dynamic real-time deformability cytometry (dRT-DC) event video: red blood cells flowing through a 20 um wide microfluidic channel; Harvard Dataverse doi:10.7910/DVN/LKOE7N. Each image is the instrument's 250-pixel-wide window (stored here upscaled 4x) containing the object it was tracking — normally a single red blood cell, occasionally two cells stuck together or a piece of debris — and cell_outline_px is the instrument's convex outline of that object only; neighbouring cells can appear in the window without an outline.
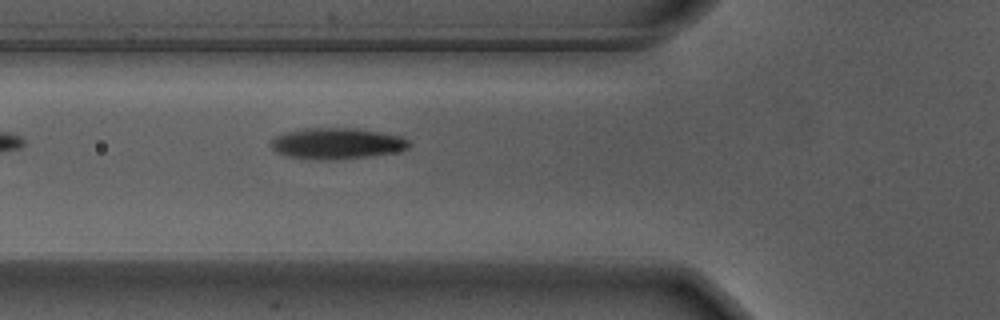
{"species": "Egyptian fruit bat (a non-hibernating species)", "species_latin": "Rousettus aegyptiacus", "temperature_condition": "warm", "stored_images_in_passage": 7, "camera_frame_rate_fps": 3000, "um_per_image_px": 0.085, "animal": {"sex": "male"}, "frame": {"image": 1, "passage_image": 4, "time_ms": 1.0, "image_size_px": [1000, 320], "cell_outline_px": [[412, 144], [408, 148], [392, 152], [368, 156], [336, 160], [312, 160], [288, 156], [276, 152], [268, 144], [276, 136], [288, 132], [304, 128], [352, 128], [380, 132], [400, 136], [408, 140]], "centroid_in_image_um": [28.6, 12.2], "position_along_channel_um": 97.2, "area_um2": 24.97}}